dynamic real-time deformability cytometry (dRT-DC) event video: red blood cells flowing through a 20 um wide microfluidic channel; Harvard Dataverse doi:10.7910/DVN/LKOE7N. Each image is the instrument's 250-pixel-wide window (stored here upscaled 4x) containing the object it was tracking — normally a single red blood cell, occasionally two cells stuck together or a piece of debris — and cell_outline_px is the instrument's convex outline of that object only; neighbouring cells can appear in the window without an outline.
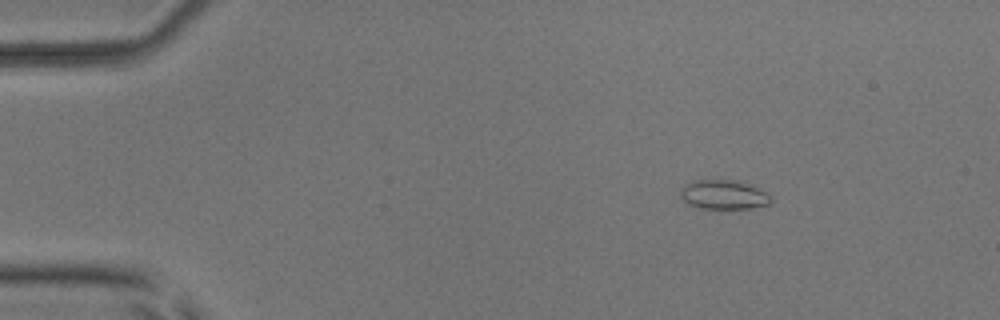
{"species": "common noctule bat (a hibernating species)", "species_latin": "Nyctalus noctula", "temperature_condition": "room temperature", "stored_images_in_passage": 46, "camera_frame_rate_fps": 3000, "um_per_image_px": 0.085, "animal": {"sex": "male", "body_mass_g": 17.9, "forearm_length_mm": 54.2}, "frame": {"image": 1, "passage_image": 1, "time_ms": 0.0, "image_size_px": [1000, 320], "cell_outline_px": [[772, 200], [768, 204], [748, 208], [700, 208], [688, 204], [680, 196], [680, 192], [692, 180], [740, 180], [764, 192]], "centroid_in_image_um": [61.48, 16.54], "position_along_channel_um": 23.5, "area_um2": 15.03}}
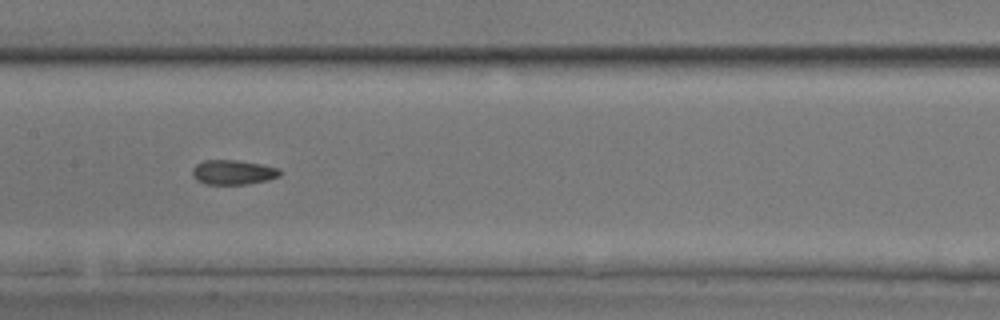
{"frame": {"image": 2, "passage_image": 20, "time_ms": 6.333, "image_size_px": [1000, 320], "cell_outline_px": [[280, 176], [268, 180], [248, 184], [204, 184], [196, 180], [192, 176], [192, 168], [196, 164], [204, 160], [236, 160], [260, 164], [280, 168]], "centroid_in_image_um": [19.79, 14.64], "position_along_channel_um": 187.6, "area_um2": 12.66}}
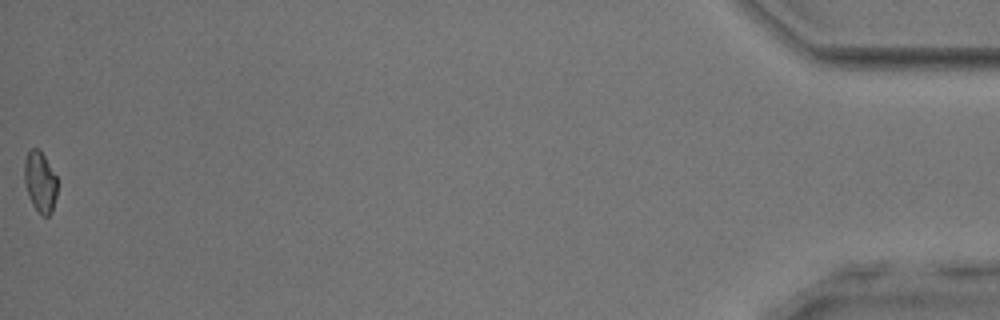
{"frame": {"image": 3, "passage_image": 46, "time_ms": 15.0, "image_size_px": [1000, 320], "cell_outline_px": [[56, 196], [52, 212], [48, 216], [44, 216], [32, 204], [28, 196], [24, 180], [24, 160], [28, 148], [36, 148], [44, 156], [56, 176]], "centroid_in_image_um": [3.38, 15.44], "position_along_channel_um": 431.8, "area_um2": 11.56}, "authors_computed_cell_mechanics": {"area_um2": 12.6004, "velocity_mm_per_s": 3.9409, "shape_relaxation_time_tau1_ms": null, "shape_relaxation_time_tau2_ms": 2.4081, "deformation_change_tau1": null, "deformation_change_tau2": 0.0729}}